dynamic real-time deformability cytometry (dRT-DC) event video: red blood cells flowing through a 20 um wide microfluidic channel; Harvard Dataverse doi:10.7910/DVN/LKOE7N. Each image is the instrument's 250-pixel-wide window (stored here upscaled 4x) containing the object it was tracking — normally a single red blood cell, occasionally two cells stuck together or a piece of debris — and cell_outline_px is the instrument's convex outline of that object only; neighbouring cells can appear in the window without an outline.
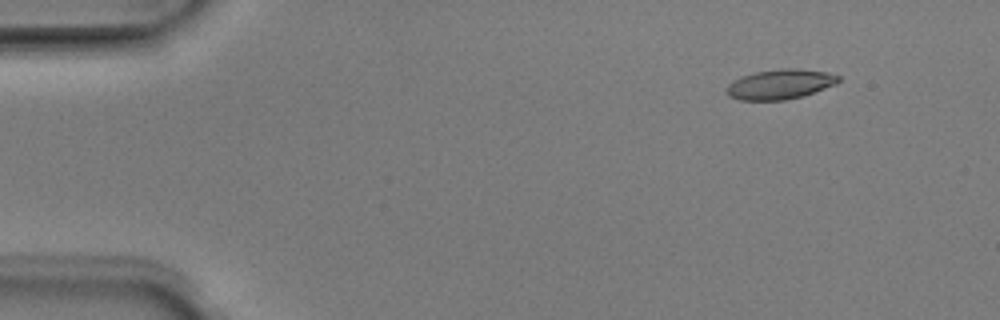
{"species": "Egyptian fruit bat (a non-hibernating species)", "species_latin": "Rousettus aegyptiacus", "temperature_condition": "room temperature", "stored_images_in_passage": 5, "camera_frame_rate_fps": 3000, "um_per_image_px": 0.085, "animal": {"sex": "male"}, "frame": {"image": 1, "passage_image": 2, "time_ms": 0.333, "image_size_px": [1000, 320], "cell_outline_px": [[840, 80], [836, 84], [804, 96], [784, 100], [740, 100], [728, 96], [724, 92], [728, 84], [732, 80], [740, 76], [756, 72], [784, 68], [792, 68], [828, 72], [840, 76]], "centroid_in_image_um": [66.28, 7.17], "position_along_channel_um": 18.7, "area_um2": 19.65}}
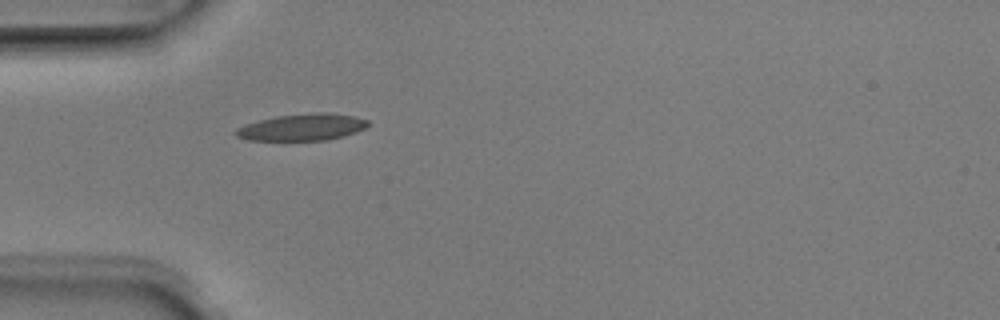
{"frame": {"image": 2, "passage_image": 5, "time_ms": 1.333, "image_size_px": [1000, 320], "cell_outline_px": [[368, 124], [364, 128], [356, 132], [344, 136], [324, 140], [248, 140], [236, 136], [232, 132], [236, 128], [244, 124], [276, 116], [316, 112], [328, 112], [356, 116], [368, 120]], "centroid_in_image_um": [25.66, 10.8], "position_along_channel_um": 59.3, "area_um2": 20.69}}